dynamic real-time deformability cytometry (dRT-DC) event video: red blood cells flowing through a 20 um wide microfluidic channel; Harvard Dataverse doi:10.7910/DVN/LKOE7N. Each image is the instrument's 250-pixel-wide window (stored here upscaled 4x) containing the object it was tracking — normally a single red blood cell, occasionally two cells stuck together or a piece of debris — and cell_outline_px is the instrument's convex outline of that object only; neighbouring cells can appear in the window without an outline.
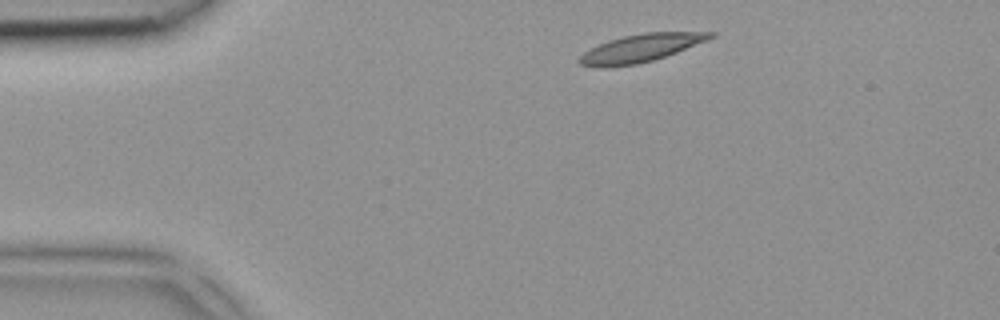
{"species": "common noctule bat (a hibernating species)", "species_latin": "Nyctalus noctula", "temperature_condition": "room temperature", "stored_images_in_passage": 2, "camera_frame_rate_fps": 3000, "um_per_image_px": 0.085, "animal": {"sex": "female", "body_mass_g": 18.4}, "frame": {"image": 1, "passage_image": 1, "time_ms": 0.0, "image_size_px": [1000, 320], "cell_outline_px": [[716, 36], [708, 40], [676, 52], [652, 60], [636, 64], [604, 68], [600, 68], [580, 64], [576, 60], [584, 52], [608, 40], [624, 36], [644, 32], [716, 32]], "centroid_in_image_um": [54.45, 4.09], "position_along_channel_um": 30.5, "area_um2": 21.1}}